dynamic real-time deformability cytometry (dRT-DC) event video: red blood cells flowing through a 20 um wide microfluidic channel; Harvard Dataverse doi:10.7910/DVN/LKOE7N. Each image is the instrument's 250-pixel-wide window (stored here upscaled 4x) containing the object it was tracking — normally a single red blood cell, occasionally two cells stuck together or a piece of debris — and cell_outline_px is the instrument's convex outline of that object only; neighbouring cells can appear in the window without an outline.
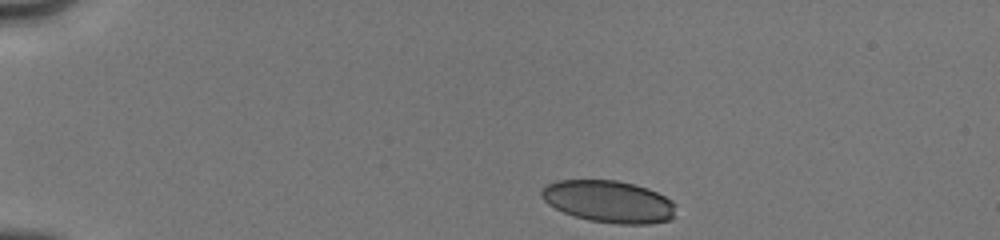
{"species": "human", "species_latin": "Homo sapiens", "temperature_condition": "cold", "stored_images_in_passage": 28, "camera_frame_rate_fps": 3000, "um_per_image_px": 0.085, "donor": {"sex": "male"}, "frame": {"image": 1, "passage_image": 1, "time_ms": 0.0, "image_size_px": [1000, 240], "cell_outline_px": [[676, 216], [668, 220], [648, 224], [616, 224], [588, 220], [564, 212], [548, 204], [540, 196], [540, 192], [548, 184], [556, 180], [616, 180], [636, 184], [648, 188], [672, 200], [676, 204]], "centroid_in_image_um": [51.78, 17.13], "position_along_channel_um": 33.2, "area_um2": 33.12}}
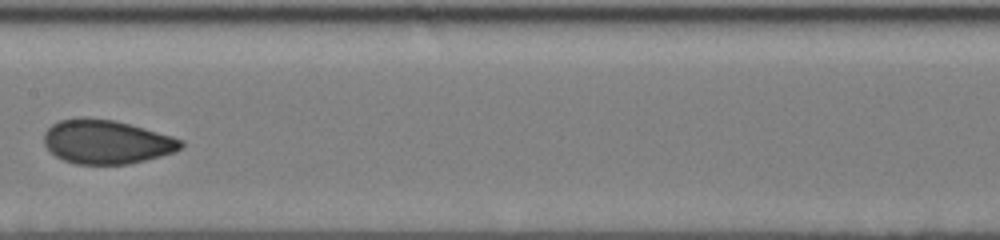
{"frame": {"image": 2, "passage_image": 17, "time_ms": 6.0, "image_size_px": [1000, 240], "cell_outline_px": [[184, 144], [176, 152], [128, 164], [76, 164], [64, 160], [56, 156], [44, 144], [44, 132], [52, 124], [60, 120], [80, 116], [88, 116], [112, 120], [144, 128], [172, 136], [184, 140]], "centroid_in_image_um": [9.04, 12.04], "position_along_channel_um": 198.4, "area_um2": 35.14}}
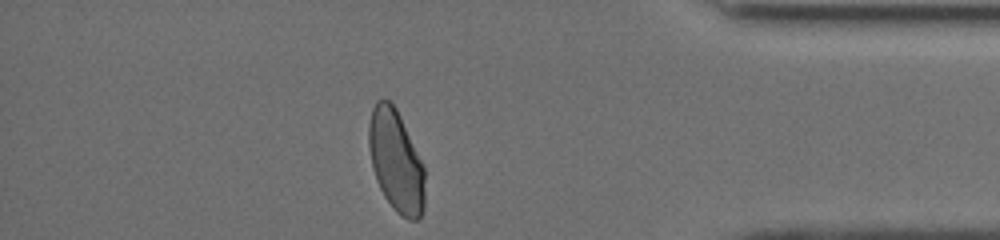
{"frame": {"image": 3, "passage_image": 27, "time_ms": 11.667, "image_size_px": [1000, 240], "cell_outline_px": [[424, 208], [420, 216], [416, 220], [408, 220], [400, 216], [392, 208], [384, 196], [376, 180], [372, 168], [368, 148], [368, 124], [372, 108], [376, 100], [388, 100], [396, 108], [424, 164]], "centroid_in_image_um": [33.65, 13.7], "position_along_channel_um": 401.6, "area_um2": 33.58}, "authors_computed_cell_mechanics": {"area_um2": 34.1598, "velocity_mm_per_s": 4.0228, "shape_relaxation_time_tau1_ms": 4.2447, "shape_relaxation_time_tau2_ms": 0.5454, "deformation_change_tau1": 0.1171, "deformation_change_tau2": 0.0303}}